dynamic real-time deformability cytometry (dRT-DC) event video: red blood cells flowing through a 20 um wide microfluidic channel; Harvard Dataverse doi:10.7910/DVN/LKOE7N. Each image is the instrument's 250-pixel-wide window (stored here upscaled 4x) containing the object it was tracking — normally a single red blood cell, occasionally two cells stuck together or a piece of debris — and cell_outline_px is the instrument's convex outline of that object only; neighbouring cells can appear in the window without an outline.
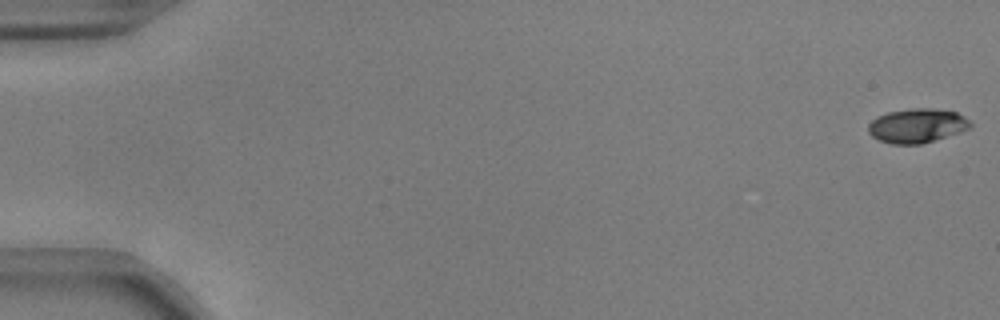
{"species": "common noctule bat (a hibernating species)", "species_latin": "Nyctalus noctula", "temperature_condition": "warm", "stored_images_in_passage": 55, "camera_frame_rate_fps": 3000, "um_per_image_px": 0.085, "animal": {"sex": "male", "body_mass_g": 17.9, "forearm_length_mm": 54.2}, "frame": {"image": 1, "passage_image": 1, "time_ms": 0.0, "image_size_px": [1000, 320], "cell_outline_px": [[972, 124], [968, 128], [960, 132], [920, 144], [892, 144], [880, 140], [872, 136], [868, 132], [868, 124], [876, 116], [888, 112], [912, 108], [932, 108], [956, 112], [964, 116]], "centroid_in_image_um": [77.92, 10.67], "position_along_channel_um": 7.1, "area_um2": 20.23}}
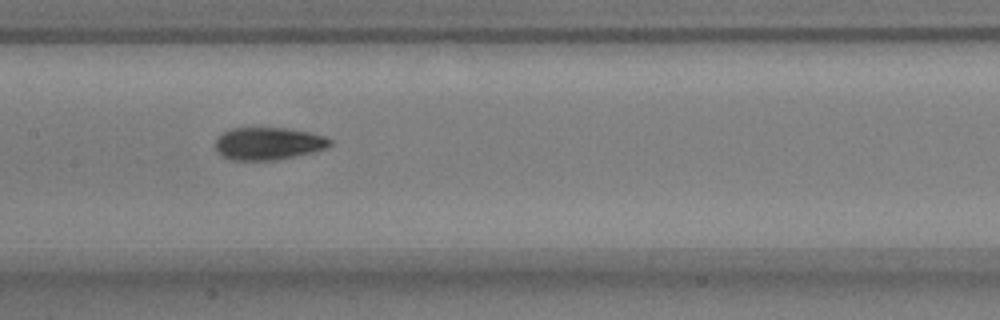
{"frame": {"image": 2, "passage_image": 28, "time_ms": 9.0, "image_size_px": [1000, 320], "cell_outline_px": [[332, 144], [328, 148], [312, 152], [276, 160], [228, 160], [220, 156], [216, 152], [216, 136], [232, 128], [284, 128], [312, 132], [324, 136], [332, 140]], "centroid_in_image_um": [22.79, 12.21], "position_along_channel_um": 184.6, "area_um2": 21.96}}
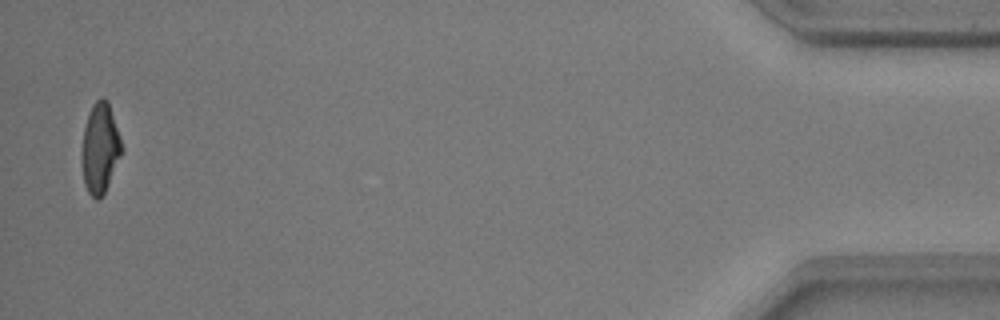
{"frame": {"image": 3, "passage_image": 54, "time_ms": 17.667, "image_size_px": [1000, 320], "cell_outline_px": [[124, 148], [108, 184], [104, 192], [96, 200], [88, 192], [84, 184], [84, 128], [88, 116], [96, 100], [104, 96], [108, 100]], "centroid_in_image_um": [8.56, 12.56], "position_along_channel_um": 426.6, "area_um2": 20.11}, "authors_computed_cell_mechanics": {"area_um2": 21.3282, "velocity_mm_per_s": 3.7399, "shape_relaxation_time_tau1_ms": 4.7521, "shape_relaxation_time_tau2_ms": 1.7131, "deformation_change_tau1": 0.18, "deformation_change_tau2": 0.0731}}